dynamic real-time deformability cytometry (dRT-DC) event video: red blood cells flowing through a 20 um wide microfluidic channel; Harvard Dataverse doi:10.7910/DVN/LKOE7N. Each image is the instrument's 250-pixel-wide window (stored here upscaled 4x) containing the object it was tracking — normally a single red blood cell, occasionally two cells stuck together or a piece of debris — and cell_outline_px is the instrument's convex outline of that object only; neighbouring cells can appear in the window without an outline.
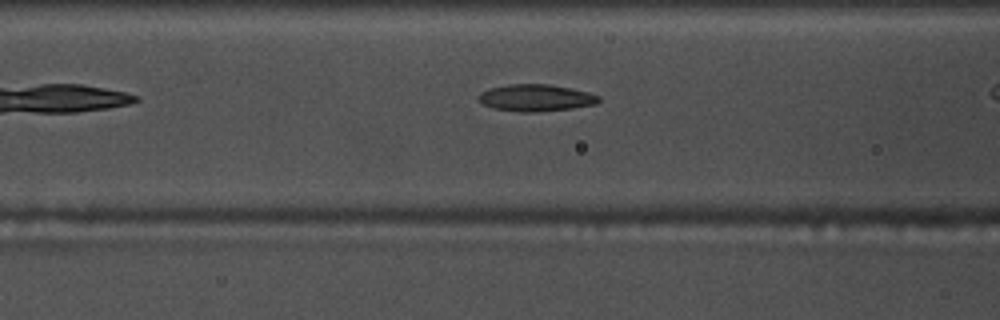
{"species": "common noctule bat (a hibernating species)", "species_latin": "Nyctalus noctula", "temperature_condition": "warm", "stored_images_in_passage": 26, "camera_frame_rate_fps": 3000, "um_per_image_px": 0.085, "animal": {"sex": "male", "body_mass_g": 17.5, "forearm_length_mm": 52.3}, "frame": {"image": 1, "passage_image": 5, "time_ms": 1.333, "image_size_px": [1000, 320], "cell_outline_px": [[600, 100], [596, 104], [572, 108], [532, 112], [520, 112], [492, 108], [484, 104], [476, 96], [480, 92], [488, 88], [508, 84], [548, 84], [588, 92], [600, 96]], "centroid_in_image_um": [45.51, 8.31], "position_along_channel_um": 121.1, "area_um2": 18.79}}